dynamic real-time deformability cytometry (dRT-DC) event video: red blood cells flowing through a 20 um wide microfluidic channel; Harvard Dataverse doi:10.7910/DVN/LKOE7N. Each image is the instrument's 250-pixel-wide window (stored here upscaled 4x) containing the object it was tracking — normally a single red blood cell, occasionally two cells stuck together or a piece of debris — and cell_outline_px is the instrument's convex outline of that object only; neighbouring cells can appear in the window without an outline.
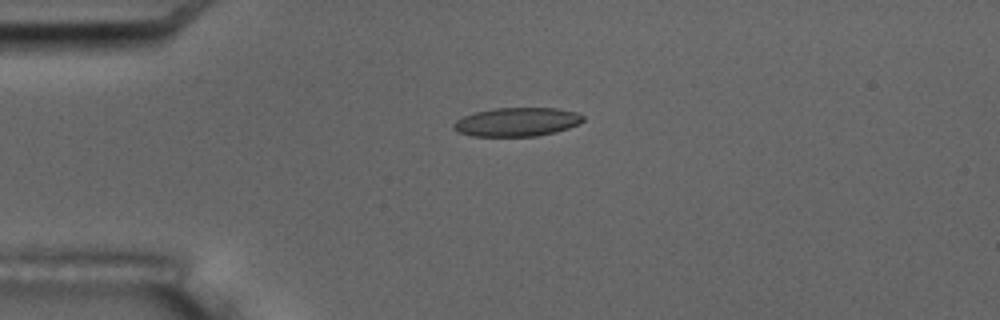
{"species": "common noctule bat (a hibernating species)", "species_latin": "Nyctalus noctula", "temperature_condition": "room temperature", "stored_images_in_passage": 3, "camera_frame_rate_fps": 3000, "um_per_image_px": 0.085, "animal": {"sex": "male", "body_mass_g": 17.5, "forearm_length_mm": 52.3}, "frame": {"image": 1, "passage_image": 2, "time_ms": 1.333, "image_size_px": [1000, 320], "cell_outline_px": [[584, 120], [580, 124], [556, 132], [536, 136], [472, 136], [456, 132], [452, 128], [452, 124], [456, 120], [464, 116], [476, 112], [496, 108], [556, 108], [576, 112], [584, 116]], "centroid_in_image_um": [43.94, 10.37], "position_along_channel_um": 41.1, "area_um2": 21.79}}